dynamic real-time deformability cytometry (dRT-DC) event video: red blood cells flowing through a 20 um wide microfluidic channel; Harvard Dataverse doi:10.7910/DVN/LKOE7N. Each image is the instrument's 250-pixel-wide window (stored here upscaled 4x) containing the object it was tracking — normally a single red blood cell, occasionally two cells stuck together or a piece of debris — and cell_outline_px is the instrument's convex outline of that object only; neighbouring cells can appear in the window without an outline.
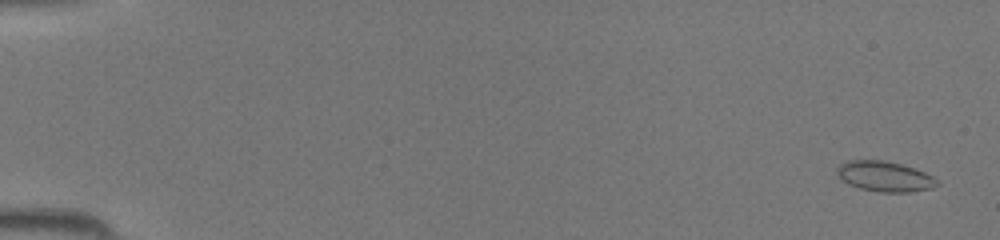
{"species": "common noctule bat (a hibernating species)", "species_latin": "Nyctalus noctula", "temperature_condition": "room temperature", "stored_images_in_passage": 45, "camera_frame_rate_fps": 3000, "um_per_image_px": 0.085, "animal": {"sex": "female", "body_mass_g": 19.5, "forearm_length_mm": 54.1}, "frame": {"image": 1, "passage_image": 2, "time_ms": 0.333, "image_size_px": [1000, 240], "cell_outline_px": [[940, 184], [932, 188], [908, 192], [880, 192], [860, 188], [848, 184], [836, 172], [836, 168], [840, 164], [848, 160], [884, 160], [900, 164], [924, 172], [932, 176]], "centroid_in_image_um": [75.19, 14.99], "position_along_channel_um": 9.8, "area_um2": 17.46}}
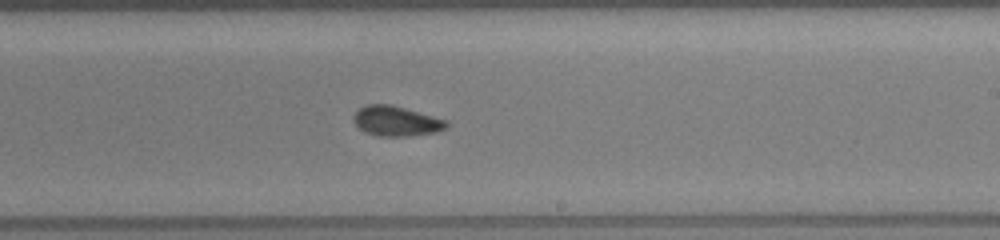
{"frame": {"image": 2, "passage_image": 28, "time_ms": 9.0, "image_size_px": [1000, 240], "cell_outline_px": [[448, 128], [436, 132], [408, 136], [376, 136], [364, 132], [352, 120], [352, 116], [364, 104], [392, 104], [448, 120]], "centroid_in_image_um": [33.68, 10.29], "position_along_channel_um": 255.3, "area_um2": 16.47}}
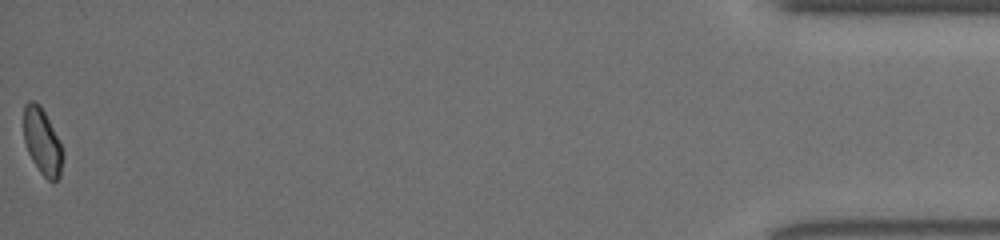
{"frame": {"image": 3, "passage_image": 45, "time_ms": 14.667, "image_size_px": [1000, 240], "cell_outline_px": [[64, 156], [60, 176], [52, 184], [40, 172], [32, 160], [28, 152], [24, 140], [24, 104], [28, 100], [32, 100], [40, 104], [60, 140], [64, 152]], "centroid_in_image_um": [3.62, 12.05], "position_along_channel_um": 431.6, "area_um2": 15.37}}